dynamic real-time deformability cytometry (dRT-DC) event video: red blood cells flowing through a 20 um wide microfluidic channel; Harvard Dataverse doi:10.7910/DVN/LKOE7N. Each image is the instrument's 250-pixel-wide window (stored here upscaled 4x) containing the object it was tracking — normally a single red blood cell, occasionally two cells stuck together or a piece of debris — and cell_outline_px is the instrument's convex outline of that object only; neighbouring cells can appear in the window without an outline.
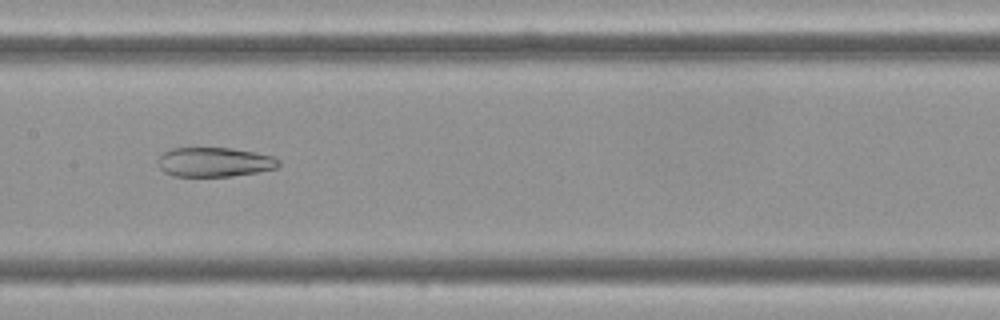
{"species": "Egyptian fruit bat (a non-hibernating species)", "species_latin": "Rousettus aegyptiacus", "temperature_condition": "cold", "stored_images_in_passage": 52, "camera_frame_rate_fps": 3000, "um_per_image_px": 0.085, "frame": {"image": 1, "passage_image": 24, "time_ms": 7.667, "image_size_px": [1000, 320], "cell_outline_px": [[280, 164], [276, 168], [256, 172], [232, 176], [172, 176], [164, 172], [160, 168], [160, 156], [164, 152], [172, 148], [232, 148], [272, 156], [280, 160]], "centroid_in_image_um": [18.23, 13.78], "position_along_channel_um": 189.2, "area_um2": 20.46}}
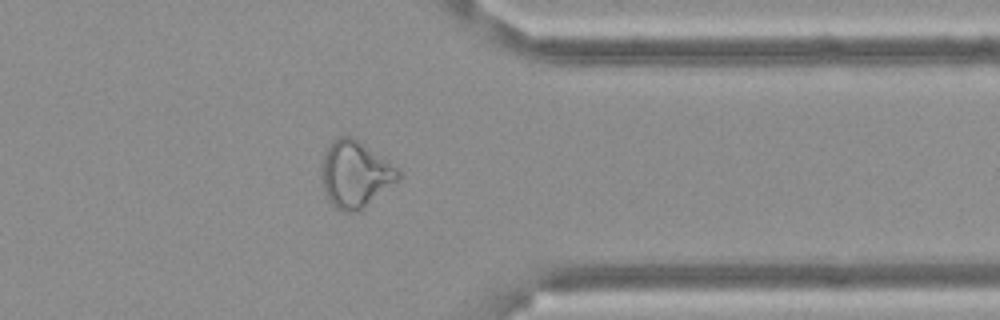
{"frame": {"image": 2, "passage_image": 41, "time_ms": 13.333, "image_size_px": [1000, 320], "cell_outline_px": [[400, 176], [396, 180], [364, 208], [356, 212], [344, 212], [336, 208], [328, 200], [320, 176], [320, 164], [324, 152], [332, 140], [340, 136], [352, 136], [400, 168]], "centroid_in_image_um": [30.15, 14.79], "position_along_channel_um": 381.3, "area_um2": 29.82}}
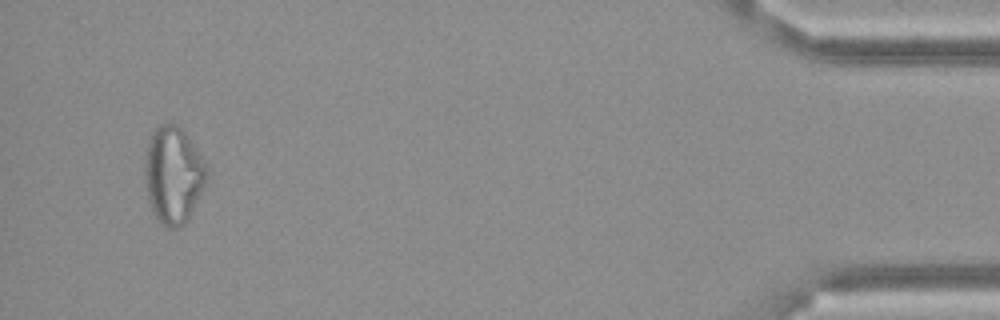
{"frame": {"image": 3, "passage_image": 50, "time_ms": 16.333, "image_size_px": [1000, 320], "cell_outline_px": [[208, 176], [188, 220], [184, 224], [176, 228], [164, 228], [156, 220], [152, 212], [148, 200], [144, 184], [144, 160], [148, 144], [152, 132], [164, 120], [176, 124], [188, 136], [196, 148], [208, 168]], "centroid_in_image_um": [14.7, 14.88], "position_along_channel_um": 420.5, "area_um2": 35.49}, "authors_computed_cell_mechanics": {"area_um2": 29.2757, "velocity_mm_per_s": 3.5085, "shape_relaxation_time_tau1_ms": null, "shape_relaxation_time_tau2_ms": 3.3753, "deformation_change_tau1": null, "deformation_change_tau2": 0.0973}}